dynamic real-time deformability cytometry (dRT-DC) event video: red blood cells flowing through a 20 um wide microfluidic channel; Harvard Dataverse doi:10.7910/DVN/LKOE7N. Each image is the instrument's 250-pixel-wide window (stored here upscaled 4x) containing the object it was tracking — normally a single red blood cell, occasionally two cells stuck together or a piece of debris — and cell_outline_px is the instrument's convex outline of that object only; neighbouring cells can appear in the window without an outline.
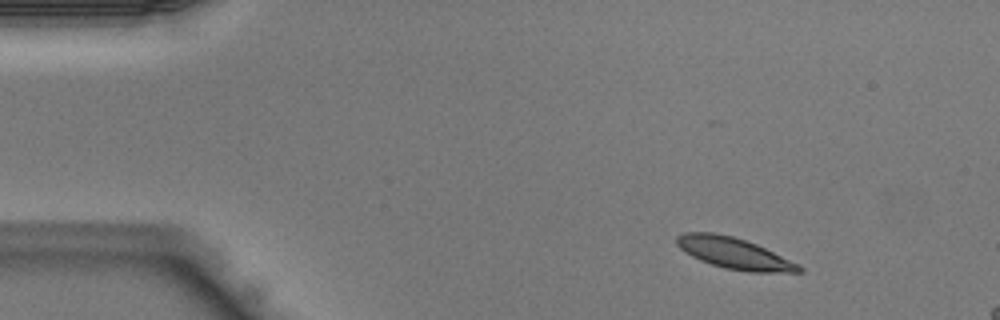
{"species": "Egyptian fruit bat (a non-hibernating species)", "species_latin": "Rousettus aegyptiacus", "temperature_condition": "warm", "stored_images_in_passage": 10, "camera_frame_rate_fps": 3000, "um_per_image_px": 0.085, "animal": {"sex": "male"}, "frame": {"image": 1, "passage_image": 4, "time_ms": 1.0, "image_size_px": [1000, 320], "cell_outline_px": [[804, 272], [748, 272], [724, 268], [700, 260], [684, 252], [676, 244], [676, 236], [684, 232], [712, 232], [732, 236], [756, 244], [800, 264], [804, 268]], "centroid_in_image_um": [62.41, 21.53], "position_along_channel_um": 22.6, "area_um2": 22.25}}